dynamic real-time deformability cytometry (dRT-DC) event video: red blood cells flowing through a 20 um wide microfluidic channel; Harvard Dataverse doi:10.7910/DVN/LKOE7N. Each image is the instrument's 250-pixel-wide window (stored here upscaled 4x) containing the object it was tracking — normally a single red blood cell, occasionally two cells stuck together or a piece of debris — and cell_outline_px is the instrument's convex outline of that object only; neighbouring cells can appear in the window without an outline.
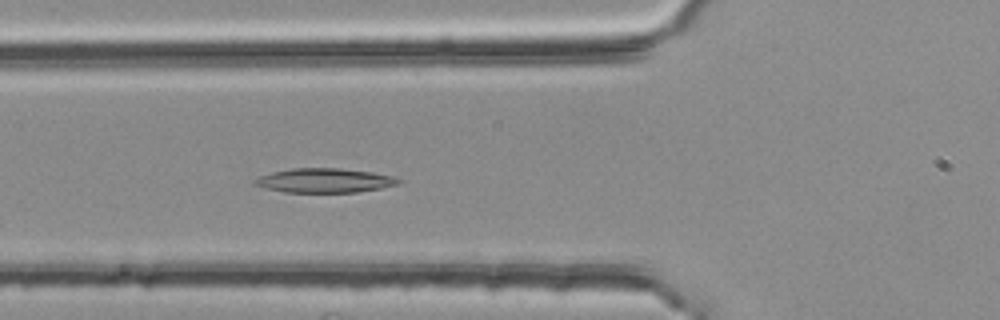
{"species": "common noctule bat (a hibernating species)", "species_latin": "Nyctalus noctula", "temperature_condition": "room temperature", "stored_images_in_passage": 52, "camera_frame_rate_fps": 3000, "um_per_image_px": 0.085, "animal": {"sex": "female", "body_mass_g": 25.1}, "frame": {"image": 1, "passage_image": 19, "time_ms": 6.0, "image_size_px": [1000, 320], "cell_outline_px": [[404, 180], [396, 184], [380, 188], [356, 192], [284, 192], [252, 184], [252, 180], [260, 176], [272, 172], [292, 168], [340, 168], [372, 172], [392, 176]], "centroid_in_image_um": [27.57, 15.33], "position_along_channel_um": 98.2, "area_um2": 20.23}}
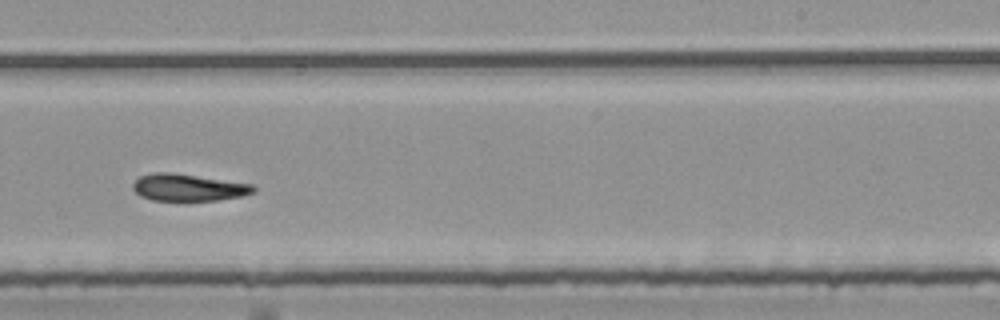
{"frame": {"image": 2, "passage_image": 33, "time_ms": 10.667, "image_size_px": [1000, 320], "cell_outline_px": [[256, 192], [240, 196], [216, 200], [152, 200], [140, 196], [132, 188], [132, 184], [140, 176], [156, 172], [172, 172], [252, 184], [256, 188]], "centroid_in_image_um": [15.99, 15.93], "position_along_channel_um": 273.0, "area_um2": 18.84}}
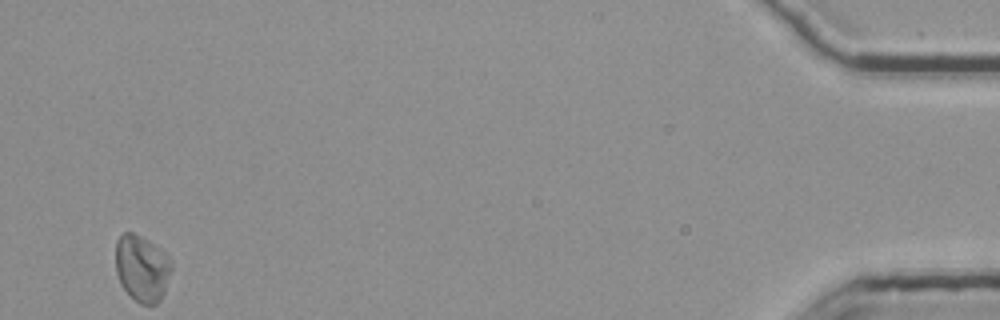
{"frame": {"image": 3, "passage_image": 52, "time_ms": 17.0, "image_size_px": [1000, 320], "cell_outline_px": [[172, 268], [164, 292], [160, 300], [156, 304], [140, 304], [120, 284], [116, 272], [116, 240], [124, 232], [132, 232], [148, 240], [160, 248], [172, 260]], "centroid_in_image_um": [12.07, 22.78], "position_along_channel_um": 423.1, "area_um2": 21.62}}